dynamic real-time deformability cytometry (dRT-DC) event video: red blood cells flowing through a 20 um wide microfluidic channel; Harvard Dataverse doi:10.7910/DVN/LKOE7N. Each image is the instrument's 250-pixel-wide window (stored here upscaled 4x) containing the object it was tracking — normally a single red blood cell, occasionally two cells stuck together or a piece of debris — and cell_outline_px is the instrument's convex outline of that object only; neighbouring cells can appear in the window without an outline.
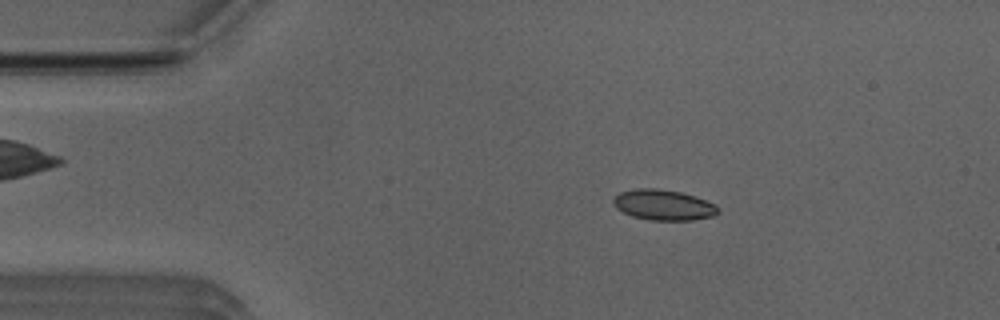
{"species": "Egyptian fruit bat (a non-hibernating species)", "species_latin": "Rousettus aegyptiacus", "temperature_condition": "room temperature", "stored_images_in_passage": 51, "camera_frame_rate_fps": 3000, "um_per_image_px": 0.085, "animal": {"sex": "male"}, "frame": {"image": 1, "passage_image": 8, "time_ms": 2.333, "image_size_px": [1000, 320], "cell_outline_px": [[716, 212], [708, 216], [684, 220], [660, 220], [636, 216], [624, 212], [616, 204], [616, 196], [624, 192], [676, 192], [692, 196], [704, 200], [712, 204], [716, 208]], "centroid_in_image_um": [56.46, 17.48], "position_along_channel_um": 28.5, "area_um2": 16.13}}
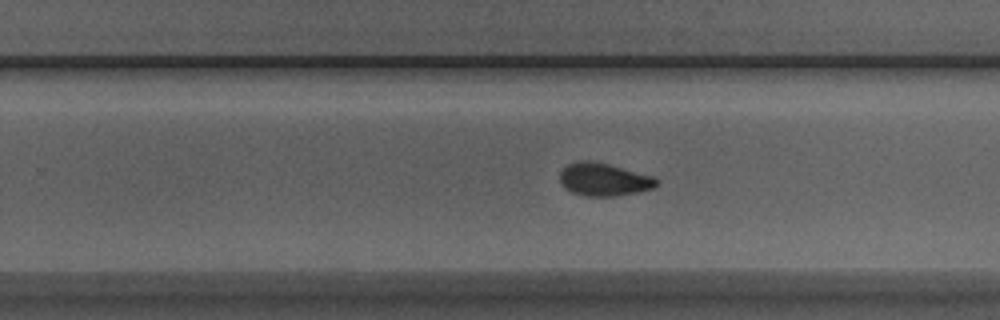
{"frame": {"image": 2, "passage_image": 31, "time_ms": 10.0, "image_size_px": [1000, 320], "cell_outline_px": [[656, 184], [648, 188], [628, 192], [580, 192], [568, 188], [564, 184], [560, 176], [564, 168], [572, 164], [600, 164], [616, 168], [644, 176], [656, 180]], "centroid_in_image_um": [51.27, 15.23], "position_along_channel_um": 278.5, "area_um2": 14.68}}
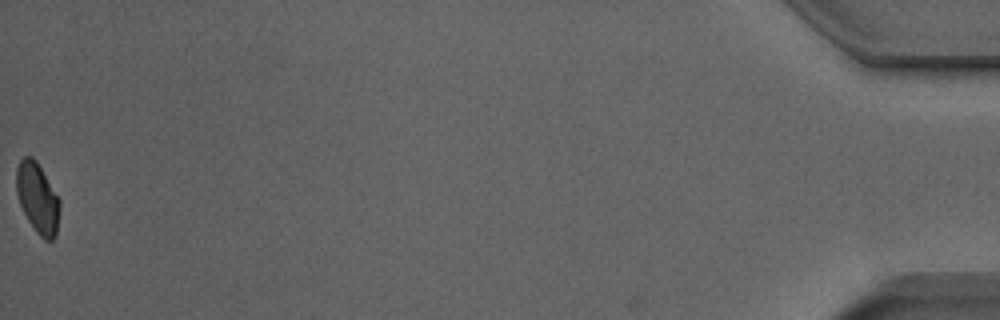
{"frame": {"image": 3, "passage_image": 51, "time_ms": 16.667, "image_size_px": [1000, 320], "cell_outline_px": [[56, 232], [52, 240], [48, 240], [32, 224], [24, 212], [20, 204], [16, 184], [16, 172], [20, 160], [28, 156], [40, 168], [56, 196]], "centroid_in_image_um": [3.12, 16.79], "position_along_channel_um": 432.1, "area_um2": 15.78}, "authors_computed_cell_mechanics": {"area_um2": 15.9528, "velocity_mm_per_s": 3.925, "shape_relaxation_time_tau1_ms": null, "shape_relaxation_time_tau2_ms": 1.9033, "deformation_change_tau1": null, "deformation_change_tau2": 0.0645}}